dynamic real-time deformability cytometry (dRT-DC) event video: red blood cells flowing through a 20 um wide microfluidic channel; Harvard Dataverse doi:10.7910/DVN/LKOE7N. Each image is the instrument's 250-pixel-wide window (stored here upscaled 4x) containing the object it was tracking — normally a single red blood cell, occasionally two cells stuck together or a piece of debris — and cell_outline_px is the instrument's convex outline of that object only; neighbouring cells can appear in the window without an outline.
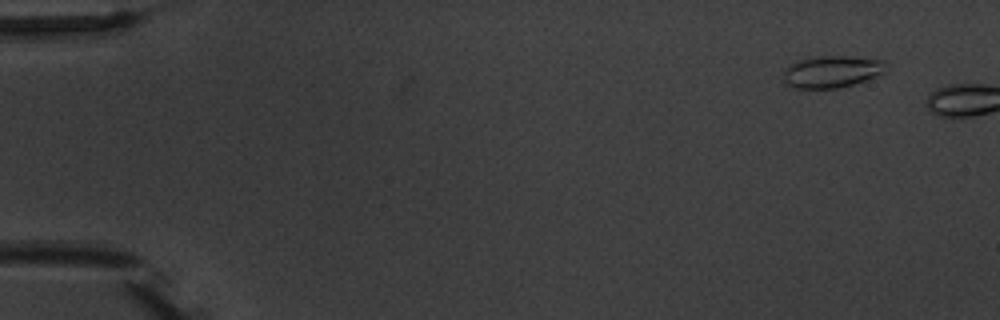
{"species": "common noctule bat (a hibernating species)", "species_latin": "Nyctalus noctula", "temperature_condition": "warm", "stored_images_in_passage": 3, "camera_frame_rate_fps": 3000, "um_per_image_px": 0.085, "animal": {"sex": "male", "body_mass_g": 20.1, "forearm_length_mm": 53.5}, "frame": {"image": 1, "passage_image": 2, "time_ms": 1.0, "image_size_px": [1000, 320], "cell_outline_px": [[888, 72], [852, 84], [836, 88], [792, 88], [784, 80], [784, 68], [800, 60], [820, 56], [848, 56], [884, 60], [888, 64]], "centroid_in_image_um": [70.77, 6.08], "position_along_channel_um": 14.2, "area_um2": 19.07}}